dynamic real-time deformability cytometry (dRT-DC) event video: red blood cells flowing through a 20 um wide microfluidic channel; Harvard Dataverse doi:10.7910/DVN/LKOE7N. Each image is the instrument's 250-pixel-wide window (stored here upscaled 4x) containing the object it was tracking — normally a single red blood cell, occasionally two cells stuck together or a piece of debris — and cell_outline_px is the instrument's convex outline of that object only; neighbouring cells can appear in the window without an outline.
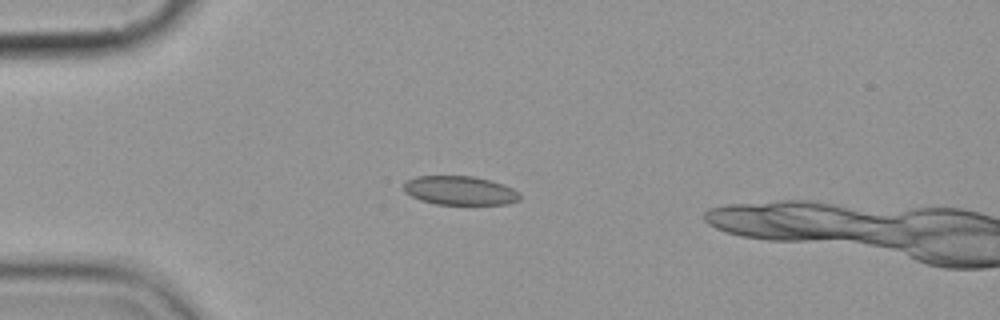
{"species": "common noctule bat (a hibernating species)", "species_latin": "Nyctalus noctula", "temperature_condition": "cold", "stored_images_in_passage": 9, "camera_frame_rate_fps": 3000, "um_per_image_px": 0.085, "animal": {"sex": "female", "body_mass_g": 19.9}, "frame": {"image": 1, "passage_image": 4, "time_ms": 3.667, "image_size_px": [1000, 320], "cell_outline_px": [[520, 200], [508, 204], [436, 204], [420, 200], [404, 192], [404, 184], [408, 180], [416, 176], [472, 176], [504, 184], [520, 192]], "centroid_in_image_um": [39.11, 16.2], "position_along_channel_um": 45.9, "area_um2": 19.54}}
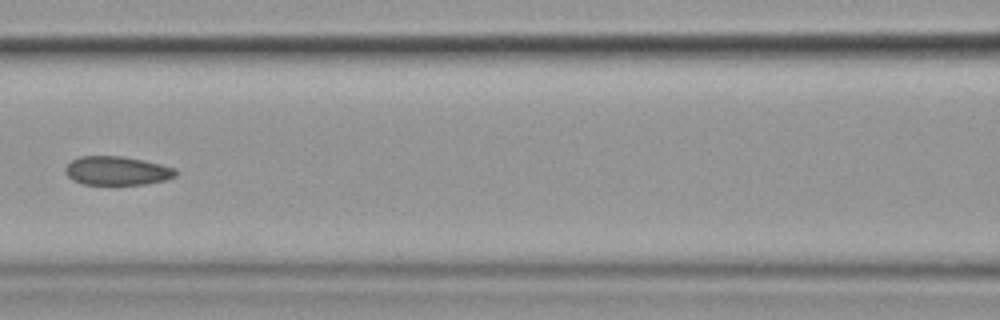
{"frame": {"image": 2, "passage_image": 7, "time_ms": 7.333, "image_size_px": [1000, 320], "cell_outline_px": [[176, 176], [164, 180], [144, 184], [84, 184], [72, 180], [64, 172], [64, 168], [72, 160], [80, 156], [120, 156], [144, 160], [176, 168]], "centroid_in_image_um": [9.92, 14.51], "position_along_channel_um": 156.7, "area_um2": 18.44}}
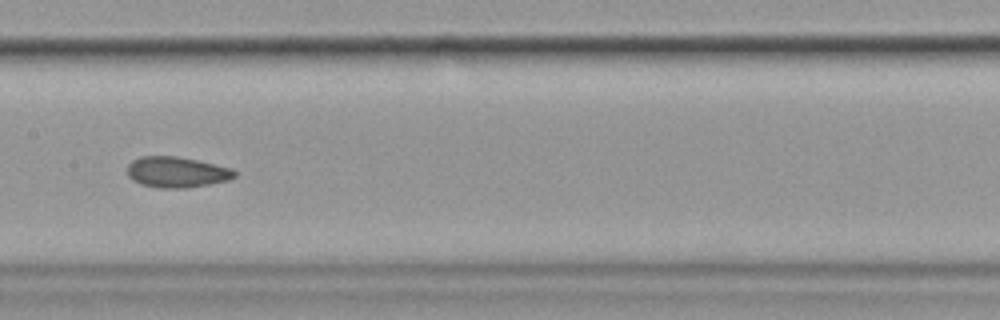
{"frame": {"image": 3, "passage_image": 8, "time_ms": 8.333, "image_size_px": [1000, 320], "cell_outline_px": [[236, 176], [228, 180], [188, 188], [160, 188], [140, 184], [132, 180], [128, 176], [128, 164], [132, 160], [140, 156], [176, 156], [196, 160], [232, 168], [236, 172]], "centroid_in_image_um": [15.0, 14.63], "position_along_channel_um": 192.4, "area_um2": 19.25}}